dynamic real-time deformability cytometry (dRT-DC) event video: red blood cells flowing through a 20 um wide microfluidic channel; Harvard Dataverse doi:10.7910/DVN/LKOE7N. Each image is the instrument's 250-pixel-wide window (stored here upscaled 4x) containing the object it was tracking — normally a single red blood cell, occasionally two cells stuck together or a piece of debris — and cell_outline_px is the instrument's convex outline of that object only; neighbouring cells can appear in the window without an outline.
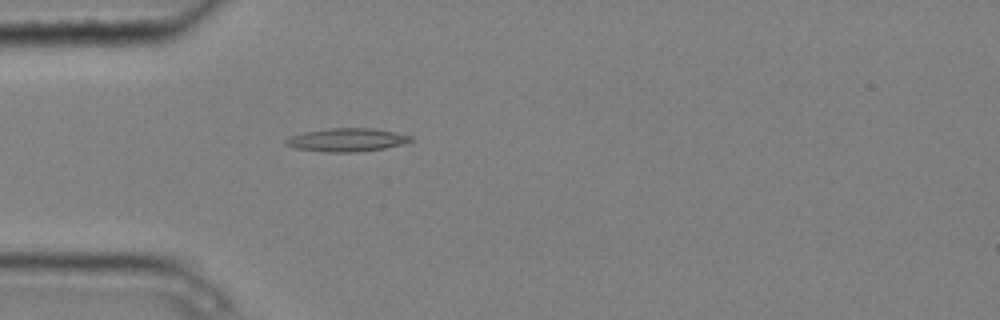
{"species": "common noctule bat (a hibernating species)", "species_latin": "Nyctalus noctula", "temperature_condition": "cold", "stored_images_in_passage": 5, "camera_frame_rate_fps": 3000, "um_per_image_px": 0.085, "animal": {"sex": "male", "body_mass_g": 20.4}, "frame": {"image": 1, "passage_image": 5, "time_ms": 1.333, "image_size_px": [1000, 320], "cell_outline_px": [[412, 140], [400, 144], [384, 148], [356, 152], [324, 152], [292, 148], [284, 144], [284, 140], [288, 136], [304, 132], [328, 128], [372, 128], [396, 132], [412, 136]], "centroid_in_image_um": [29.4, 11.89], "position_along_channel_um": 55.6, "area_um2": 17.05}}